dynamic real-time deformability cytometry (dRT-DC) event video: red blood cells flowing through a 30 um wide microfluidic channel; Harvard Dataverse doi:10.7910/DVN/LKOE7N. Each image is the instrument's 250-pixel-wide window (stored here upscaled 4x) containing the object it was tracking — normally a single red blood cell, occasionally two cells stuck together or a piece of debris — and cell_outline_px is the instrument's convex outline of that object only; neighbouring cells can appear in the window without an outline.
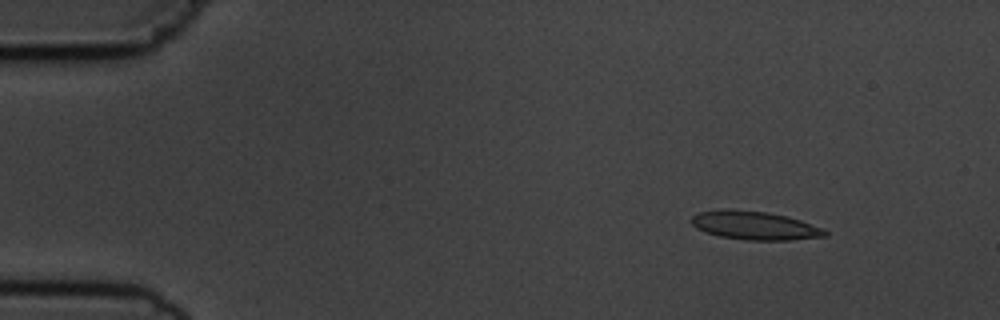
{"species": "common noctule bat (a hibernating species)", "species_latin": "Nyctalus noctula", "temperature_condition": "cold", "stored_images_in_passage": 8, "camera_frame_rate_fps": 3000, "um_per_image_px": 0.085, "animal": {"sex": "male", "body_mass_g": 19.5, "forearm_length_mm": 54.6}, "frame": {"image": 1, "passage_image": 2, "time_ms": 1.0, "image_size_px": [1000, 320], "cell_outline_px": [[828, 236], [792, 240], [744, 240], [720, 236], [704, 232], [696, 228], [692, 224], [692, 216], [700, 212], [720, 208], [724, 208], [768, 212], [800, 220], [824, 228], [828, 232]], "centroid_in_image_um": [64.15, 19.17], "position_along_channel_um": 20.9, "area_um2": 22.37}}
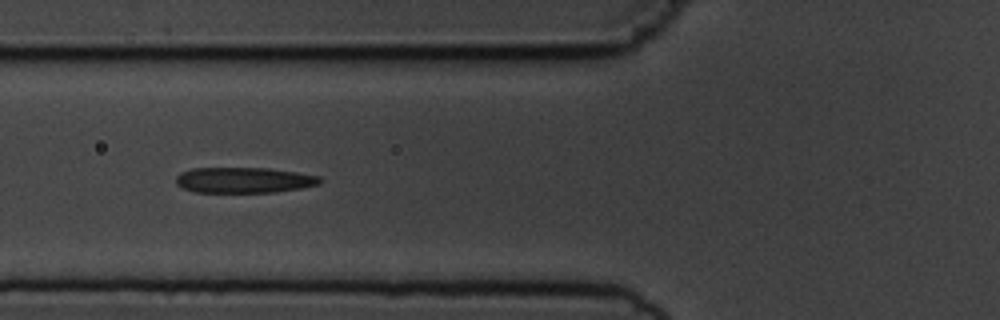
{"frame": {"image": 2, "passage_image": 6, "time_ms": 5.667, "image_size_px": [1000, 320], "cell_outline_px": [[320, 184], [300, 188], [276, 192], [196, 192], [184, 188], [176, 184], [176, 176], [180, 172], [192, 168], [268, 168], [296, 172], [320, 176]], "centroid_in_image_um": [20.72, 15.3], "position_along_channel_um": 105.1, "area_um2": 21.44}}
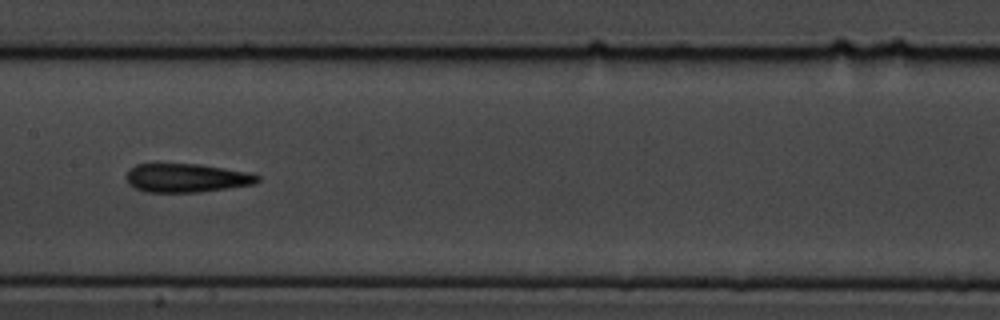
{"frame": {"image": 3, "passage_image": 8, "time_ms": 8.0, "image_size_px": [1000, 320], "cell_outline_px": [[260, 180], [256, 184], [200, 192], [148, 192], [136, 188], [128, 184], [124, 176], [128, 168], [136, 164], [200, 164], [252, 172], [260, 176]], "centroid_in_image_um": [15.87, 15.12], "position_along_channel_um": 191.5, "area_um2": 22.31}}